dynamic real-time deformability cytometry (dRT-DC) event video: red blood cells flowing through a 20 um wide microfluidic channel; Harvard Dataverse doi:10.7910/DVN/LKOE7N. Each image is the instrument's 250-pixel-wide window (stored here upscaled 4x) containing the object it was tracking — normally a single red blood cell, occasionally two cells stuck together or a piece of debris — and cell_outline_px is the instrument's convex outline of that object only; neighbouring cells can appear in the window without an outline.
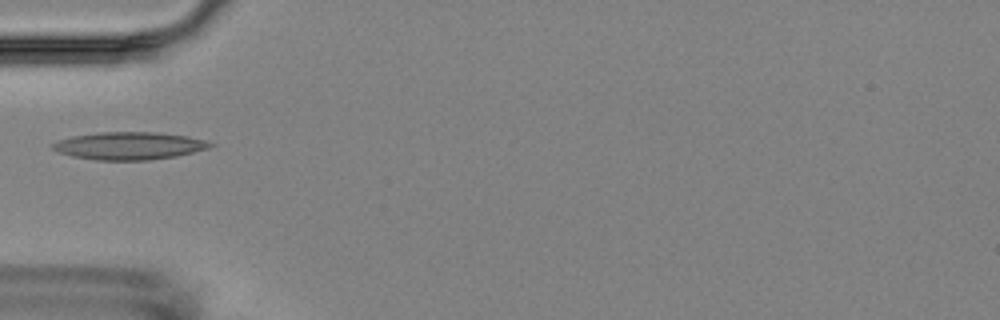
{"species": "Egyptian fruit bat (a non-hibernating species)", "species_latin": "Rousettus aegyptiacus", "temperature_condition": "room temperature", "stored_images_in_passage": 5, "camera_frame_rate_fps": 3000, "um_per_image_px": 0.085, "animal": {"sex": "female"}, "frame": {"image": 1, "passage_image": 5, "time_ms": 5.333, "image_size_px": [1000, 320], "cell_outline_px": [[216, 144], [208, 148], [176, 156], [148, 160], [96, 160], [72, 156], [60, 152], [52, 148], [52, 144], [60, 140], [72, 136], [100, 132], [156, 132], [188, 136], [204, 140]], "centroid_in_image_um": [11.0, 12.39], "position_along_channel_um": 74.0, "area_um2": 25.14}}